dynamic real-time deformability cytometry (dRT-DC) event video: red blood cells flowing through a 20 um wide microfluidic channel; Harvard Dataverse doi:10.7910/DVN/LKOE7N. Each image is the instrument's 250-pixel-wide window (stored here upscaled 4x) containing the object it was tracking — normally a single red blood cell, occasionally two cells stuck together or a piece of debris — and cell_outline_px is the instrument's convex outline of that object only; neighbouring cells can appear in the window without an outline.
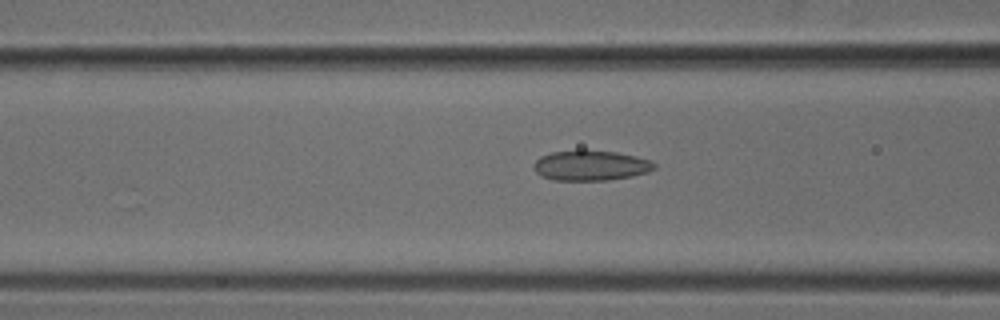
{"species": "common noctule bat (a hibernating species)", "species_latin": "Nyctalus noctula", "temperature_condition": "cold", "stored_images_in_passage": 4, "camera_frame_rate_fps": 3000, "um_per_image_px": 0.085, "animal": {"sex": "male", "body_mass_g": 18.8}, "frame": {"image": 1, "passage_image": 3, "time_ms": 0.667, "image_size_px": [1000, 320], "cell_outline_px": [[656, 168], [648, 172], [632, 176], [608, 180], [552, 180], [540, 176], [532, 168], [536, 160], [540, 156], [552, 152], [580, 148], [584, 148], [616, 152], [636, 156], [652, 160], [656, 164]], "centroid_in_image_um": [50.2, 14.04], "position_along_channel_um": 116.4, "area_um2": 21.85}}
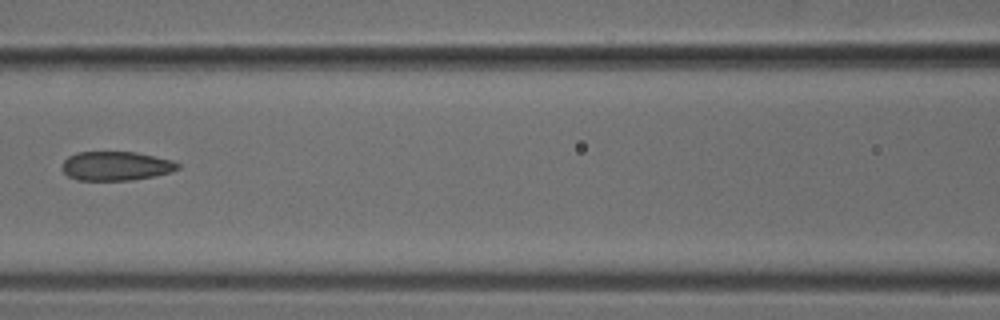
{"frame": {"image": 2, "passage_image": 4, "time_ms": 1.0, "image_size_px": [1000, 320], "cell_outline_px": [[180, 168], [172, 172], [156, 176], [132, 180], [76, 180], [68, 176], [64, 172], [64, 160], [68, 156], [76, 152], [136, 152], [172, 160], [180, 164]], "centroid_in_image_um": [9.9, 14.11], "position_along_channel_um": 156.7, "area_um2": 19.65}}